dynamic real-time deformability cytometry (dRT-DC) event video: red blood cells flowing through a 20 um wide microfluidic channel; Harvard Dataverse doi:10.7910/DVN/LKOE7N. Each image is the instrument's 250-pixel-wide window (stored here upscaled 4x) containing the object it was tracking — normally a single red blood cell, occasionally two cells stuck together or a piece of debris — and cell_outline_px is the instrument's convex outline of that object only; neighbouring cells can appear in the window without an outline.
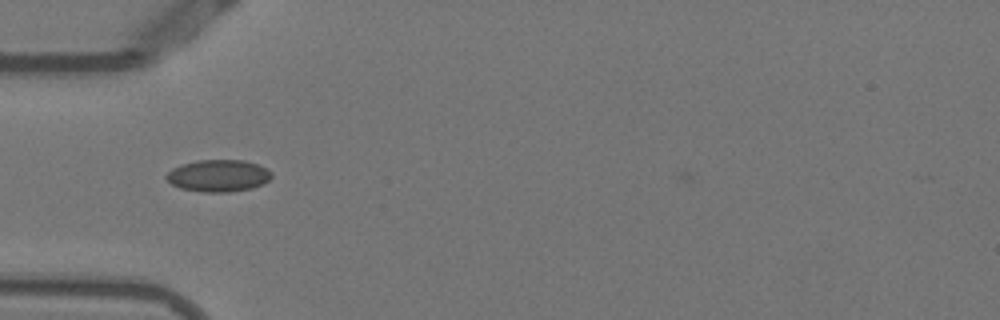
{"species": "Egyptian fruit bat (a non-hibernating species)", "species_latin": "Rousettus aegyptiacus", "temperature_condition": "warm", "stored_images_in_passage": 38, "camera_frame_rate_fps": 3000, "um_per_image_px": 0.085, "animal": {"sex": "female"}, "frame": {"image": 1, "passage_image": 2, "time_ms": 0.333, "image_size_px": [1000, 320], "cell_outline_px": [[272, 176], [268, 180], [252, 188], [232, 192], [204, 192], [180, 188], [172, 184], [164, 176], [172, 168], [180, 164], [196, 160], [244, 160], [256, 164], [272, 172]], "centroid_in_image_um": [18.52, 14.93], "position_along_channel_um": 66.5, "area_um2": 19.59}}
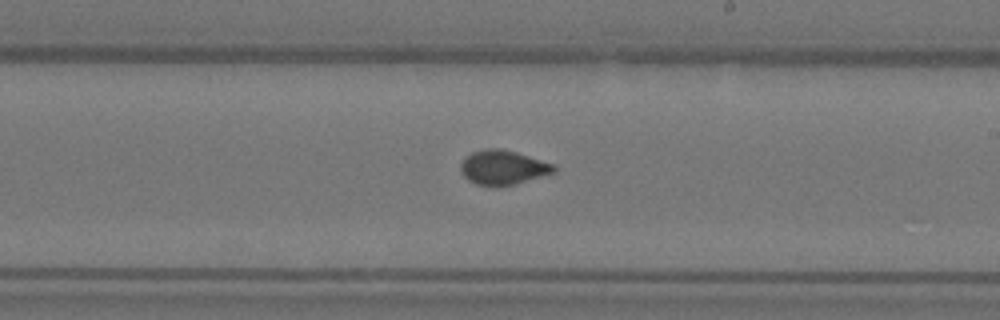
{"frame": {"image": 2, "passage_image": 16, "time_ms": 5.0, "image_size_px": [1000, 320], "cell_outline_px": [[556, 172], [512, 184], [496, 188], [492, 188], [476, 184], [468, 180], [464, 176], [460, 168], [460, 164], [472, 152], [484, 148], [500, 148], [516, 152], [556, 164]], "centroid_in_image_um": [42.76, 14.24], "position_along_channel_um": 246.2, "area_um2": 18.84}}
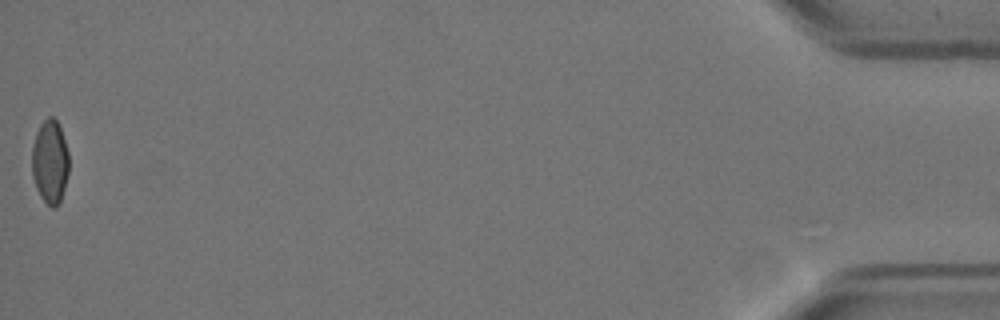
{"frame": {"image": 3, "passage_image": 38, "time_ms": 12.333, "image_size_px": [1000, 320], "cell_outline_px": [[68, 172], [60, 204], [56, 208], [52, 208], [40, 196], [36, 188], [32, 176], [32, 148], [36, 132], [40, 124], [48, 116], [52, 116], [56, 120], [60, 128], [68, 152]], "centroid_in_image_um": [4.24, 13.77], "position_along_channel_um": 431.0, "area_um2": 18.03}, "authors_computed_cell_mechanics": {"area_um2": 18.5538, "velocity_mm_per_s": 3.846, "shape_relaxation_time_tau1_ms": null, "shape_relaxation_time_tau2_ms": 0.5146, "deformation_change_tau1": null, "deformation_change_tau2": 0.0361}}